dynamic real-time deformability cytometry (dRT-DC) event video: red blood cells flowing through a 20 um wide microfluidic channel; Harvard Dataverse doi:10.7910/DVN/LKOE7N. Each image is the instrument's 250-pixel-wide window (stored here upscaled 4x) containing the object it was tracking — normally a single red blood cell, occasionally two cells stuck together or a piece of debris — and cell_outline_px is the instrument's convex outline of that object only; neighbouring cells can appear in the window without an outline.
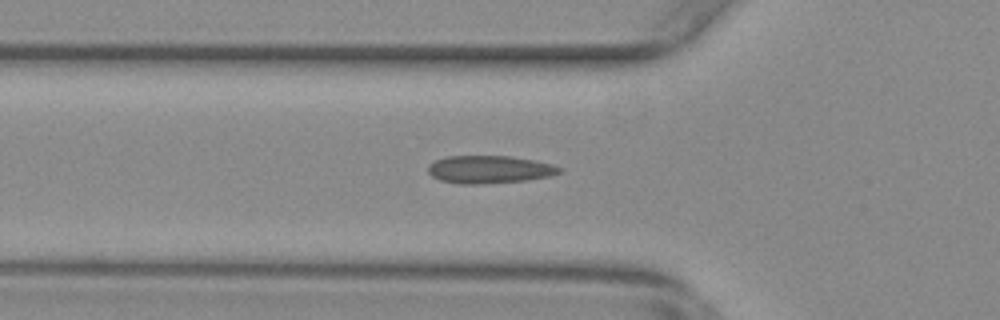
{"species": "common noctule bat (a hibernating species)", "species_latin": "Nyctalus noctula", "temperature_condition": "warm", "stored_images_in_passage": 10, "camera_frame_rate_fps": 3000, "um_per_image_px": 0.085, "animal": {"sex": "female", "body_mass_g": 29.2, "forearm_length_mm": 56.3}, "frame": {"image": 1, "passage_image": 6, "time_ms": 1.667, "image_size_px": [1000, 320], "cell_outline_px": [[564, 168], [560, 172], [548, 176], [528, 180], [484, 184], [460, 184], [440, 180], [432, 176], [428, 172], [428, 164], [444, 156], [508, 156], [532, 160], [552, 164]], "centroid_in_image_um": [41.57, 14.41], "position_along_channel_um": 84.2, "area_um2": 21.27}}
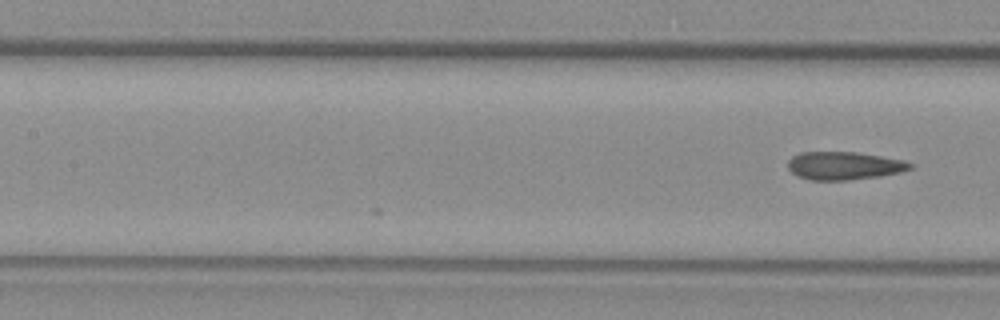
{"frame": {"image": 2, "passage_image": 10, "time_ms": 3.0, "image_size_px": [1000, 320], "cell_outline_px": [[916, 164], [912, 168], [900, 172], [880, 176], [848, 180], [808, 180], [792, 172], [788, 168], [788, 160], [792, 156], [800, 152], [856, 152], [904, 160]], "centroid_in_image_um": [71.76, 14.08], "position_along_channel_um": 135.6, "area_um2": 20.0}}